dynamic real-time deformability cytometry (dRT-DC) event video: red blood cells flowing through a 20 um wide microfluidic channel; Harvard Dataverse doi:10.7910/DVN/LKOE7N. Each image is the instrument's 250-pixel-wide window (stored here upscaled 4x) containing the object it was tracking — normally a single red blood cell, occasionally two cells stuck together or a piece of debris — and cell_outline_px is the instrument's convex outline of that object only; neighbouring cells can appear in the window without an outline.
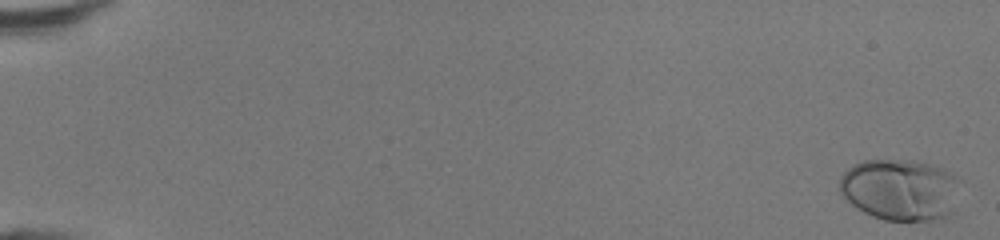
{"species": "human", "species_latin": "Homo sapiens", "temperature_condition": "room temperature", "stored_images_in_passage": 49, "camera_frame_rate_fps": 3000, "um_per_image_px": 0.085, "donor": {"sex": "female"}, "frame": {"image": 1, "passage_image": 1, "time_ms": 0.0, "image_size_px": [1000, 240], "cell_outline_px": [[964, 180], [940, 216], [932, 220], [884, 220], [872, 216], [864, 212], [852, 204], [840, 192], [840, 176], [848, 168], [864, 160], [916, 160], [944, 168], [952, 172]], "centroid_in_image_um": [76.46, 16.06], "position_along_channel_um": 8.5, "area_um2": 42.43}}
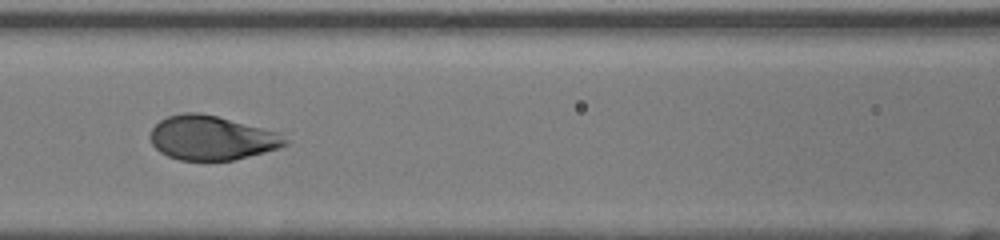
{"frame": {"image": 2, "passage_image": 24, "time_ms": 7.667, "image_size_px": [1000, 240], "cell_outline_px": [[288, 144], [280, 148], [232, 160], [180, 160], [168, 156], [160, 152], [152, 144], [148, 136], [152, 128], [160, 120], [168, 116], [184, 112], [196, 112], [216, 116], [284, 132], [288, 140]], "centroid_in_image_um": [18.03, 11.71], "position_along_channel_um": 148.6, "area_um2": 35.14}}
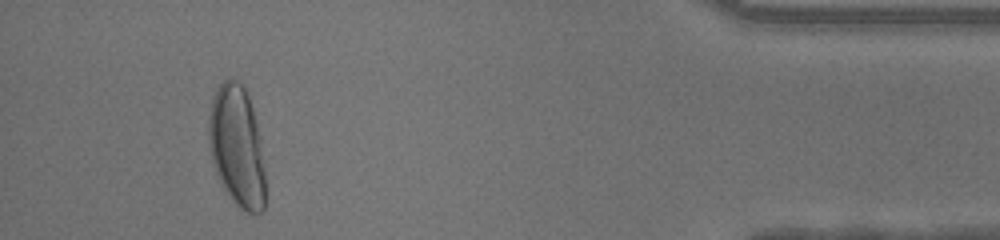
{"frame": {"image": 3, "passage_image": 46, "time_ms": 15.0, "image_size_px": [1000, 240], "cell_outline_px": [[264, 208], [260, 212], [248, 212], [240, 208], [236, 204], [224, 188], [216, 172], [212, 160], [208, 144], [208, 116], [212, 100], [216, 88], [228, 76], [236, 76], [244, 84], [252, 108], [260, 136], [264, 164]], "centroid_in_image_um": [20.12, 12.34], "position_along_channel_um": 415.1, "area_um2": 40.23}, "authors_computed_cell_mechanics": {"area_um2": 36.3562, "velocity_mm_per_s": 4.3168, "shape_relaxation_time_tau1_ms": 2.2991, "shape_relaxation_time_tau2_ms": null, "deformation_change_tau1": 0.1652, "deformation_change_tau2": null}}